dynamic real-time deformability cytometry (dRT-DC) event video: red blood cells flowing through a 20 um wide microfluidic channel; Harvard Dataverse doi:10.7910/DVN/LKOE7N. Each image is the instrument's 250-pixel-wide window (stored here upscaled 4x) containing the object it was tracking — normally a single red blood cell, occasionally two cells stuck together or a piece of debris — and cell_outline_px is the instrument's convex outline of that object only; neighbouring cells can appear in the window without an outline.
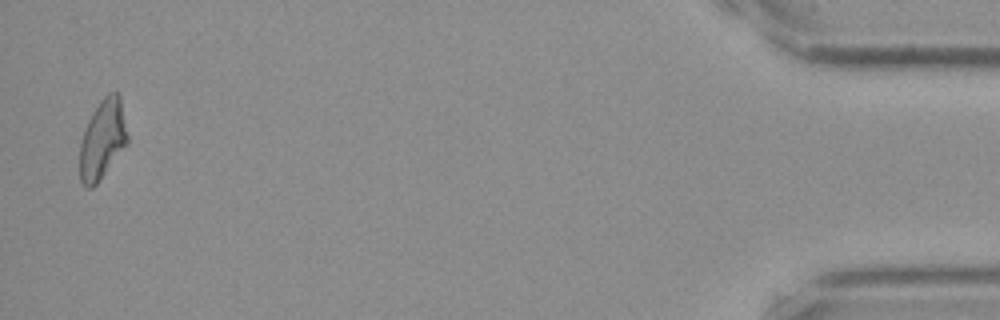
{"species": "Egyptian fruit bat (a non-hibernating species)", "species_latin": "Rousettus aegyptiacus", "temperature_condition": "cold", "stored_images_in_passage": 16, "camera_frame_rate_fps": 3000, "um_per_image_px": 0.085, "frame": {"image": 1, "passage_image": 16, "time_ms": 5.0, "image_size_px": [1000, 320], "cell_outline_px": [[128, 144], [96, 184], [92, 188], [88, 188], [80, 180], [80, 144], [84, 128], [92, 112], [100, 100], [108, 92], [116, 92], [120, 96], [128, 136]], "centroid_in_image_um": [8.72, 11.83], "position_along_channel_um": 426.5, "area_um2": 22.08}}